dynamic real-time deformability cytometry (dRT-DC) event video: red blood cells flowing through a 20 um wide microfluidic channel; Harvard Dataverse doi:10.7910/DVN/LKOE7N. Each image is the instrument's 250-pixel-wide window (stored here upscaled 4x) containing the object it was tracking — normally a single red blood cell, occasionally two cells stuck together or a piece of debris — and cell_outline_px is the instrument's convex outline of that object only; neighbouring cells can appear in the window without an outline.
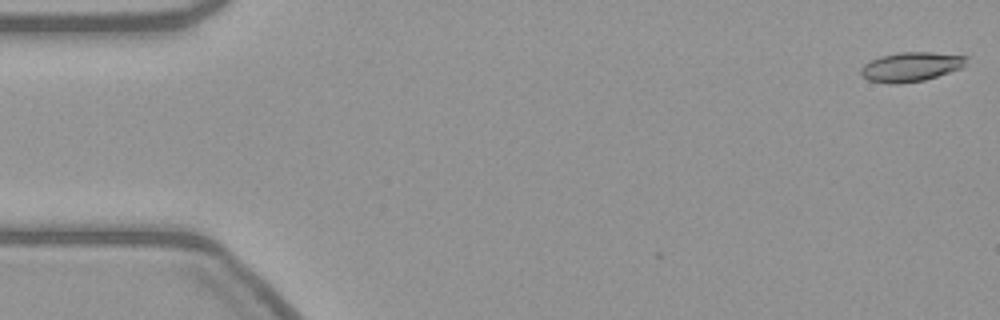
{"species": "common noctule bat (a hibernating species)", "species_latin": "Nyctalus noctula", "temperature_condition": "warm", "stored_images_in_passage": 3, "camera_frame_rate_fps": 3000, "um_per_image_px": 0.085, "animal": {"sex": "female", "body_mass_g": 21.9}, "frame": {"image": 1, "passage_image": 1, "time_ms": 0.0, "image_size_px": [1000, 320], "cell_outline_px": [[968, 56], [964, 64], [960, 68], [924, 80], [900, 84], [888, 84], [868, 80], [860, 72], [860, 68], [864, 64], [880, 56], [900, 52], [932, 52]], "centroid_in_image_um": [77.4, 5.68], "position_along_channel_um": 7.6, "area_um2": 17.92}}